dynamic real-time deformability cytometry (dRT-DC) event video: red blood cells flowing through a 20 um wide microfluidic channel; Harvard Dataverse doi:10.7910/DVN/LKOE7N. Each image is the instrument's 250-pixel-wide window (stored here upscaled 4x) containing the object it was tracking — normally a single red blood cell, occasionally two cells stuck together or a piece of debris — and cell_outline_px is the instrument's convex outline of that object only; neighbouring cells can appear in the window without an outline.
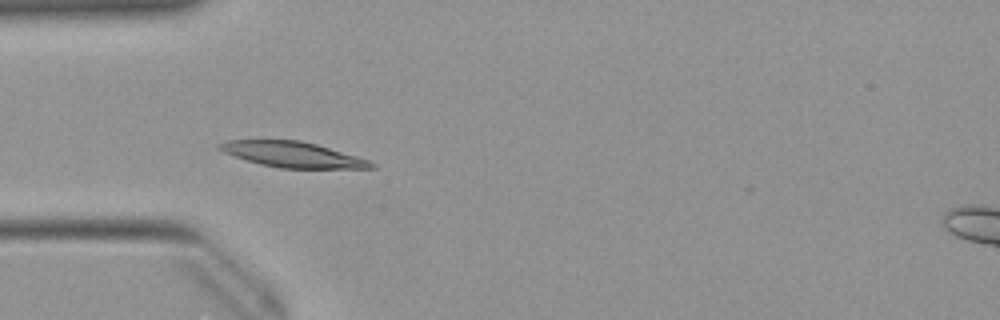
{"species": "Egyptian fruit bat (a non-hibernating species)", "species_latin": "Rousettus aegyptiacus", "temperature_condition": "warm", "stored_images_in_passage": 52, "camera_frame_rate_fps": 3000, "um_per_image_px": 0.085, "animal": {"sex": "female"}, "frame": {"image": 1, "passage_image": 15, "time_ms": 4.667, "image_size_px": [1000, 320], "cell_outline_px": [[376, 168], [280, 168], [260, 164], [224, 152], [216, 148], [216, 144], [228, 140], [300, 140], [316, 144], [356, 156], [368, 160], [376, 164]], "centroid_in_image_um": [24.86, 13.13], "position_along_channel_um": 60.1, "area_um2": 22.31}}
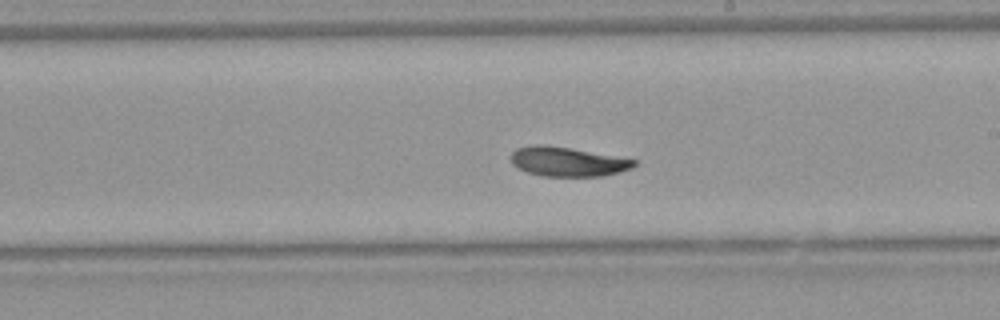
{"frame": {"image": 2, "passage_image": 29, "time_ms": 9.333, "image_size_px": [1000, 320], "cell_outline_px": [[636, 164], [632, 168], [620, 172], [604, 176], [544, 176], [528, 172], [512, 164], [508, 156], [516, 148], [568, 148], [636, 160]], "centroid_in_image_um": [48.29, 13.8], "position_along_channel_um": 240.7, "area_um2": 20.06}}
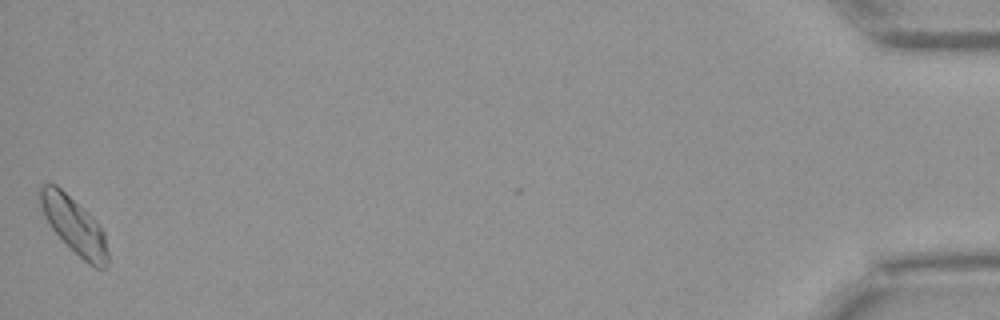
{"frame": {"image": 3, "passage_image": 51, "time_ms": 16.667, "image_size_px": [1000, 320], "cell_outline_px": [[108, 264], [104, 268], [96, 268], [88, 264], [52, 228], [44, 216], [36, 200], [36, 188], [44, 184], [56, 184], [88, 212], [96, 220], [104, 232], [108, 252]], "centroid_in_image_um": [6.25, 19.09], "position_along_channel_um": 428.9, "area_um2": 22.37}, "authors_computed_cell_mechanics": {"area_um2": 21.8195, "velocity_mm_per_s": 3.9304, "shape_relaxation_time_tau1_ms": 3.2314, "shape_relaxation_time_tau2_ms": null, "deformation_change_tau1": 0.1386, "deformation_change_tau2": null}}